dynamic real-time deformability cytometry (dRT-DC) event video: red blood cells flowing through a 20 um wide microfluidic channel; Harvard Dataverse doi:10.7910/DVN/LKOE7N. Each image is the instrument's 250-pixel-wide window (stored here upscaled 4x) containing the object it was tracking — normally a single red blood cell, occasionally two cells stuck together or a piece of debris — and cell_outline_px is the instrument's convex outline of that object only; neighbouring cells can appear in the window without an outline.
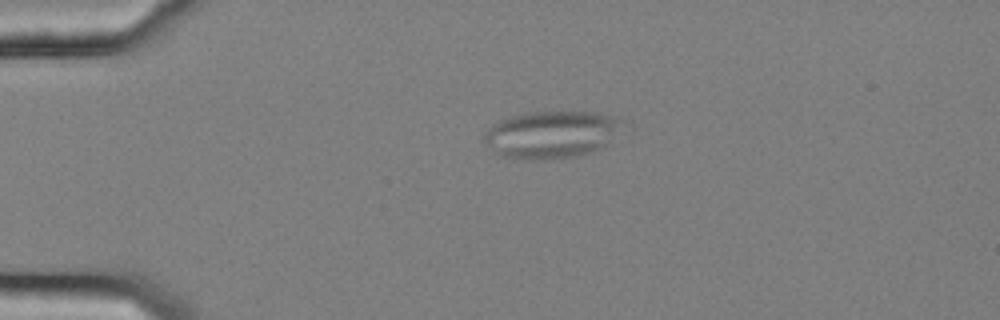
{"species": "common noctule bat (a hibernating species)", "species_latin": "Nyctalus noctula", "temperature_condition": "cold", "stored_images_in_passage": 5, "camera_frame_rate_fps": 3000, "um_per_image_px": 0.085, "animal": {"sex": "female", "body_mass_g": 25.1}, "frame": {"image": 1, "passage_image": 1, "time_ms": 0.0, "image_size_px": [1000, 320], "cell_outline_px": [[624, 120], [604, 148], [576, 156], [544, 160], [528, 160], [504, 156], [488, 144], [484, 140], [484, 132], [492, 124], [500, 120], [512, 116], [532, 112], [596, 112], [616, 116]], "centroid_in_image_um": [46.89, 11.43], "position_along_channel_um": 38.1, "area_um2": 37.74}}